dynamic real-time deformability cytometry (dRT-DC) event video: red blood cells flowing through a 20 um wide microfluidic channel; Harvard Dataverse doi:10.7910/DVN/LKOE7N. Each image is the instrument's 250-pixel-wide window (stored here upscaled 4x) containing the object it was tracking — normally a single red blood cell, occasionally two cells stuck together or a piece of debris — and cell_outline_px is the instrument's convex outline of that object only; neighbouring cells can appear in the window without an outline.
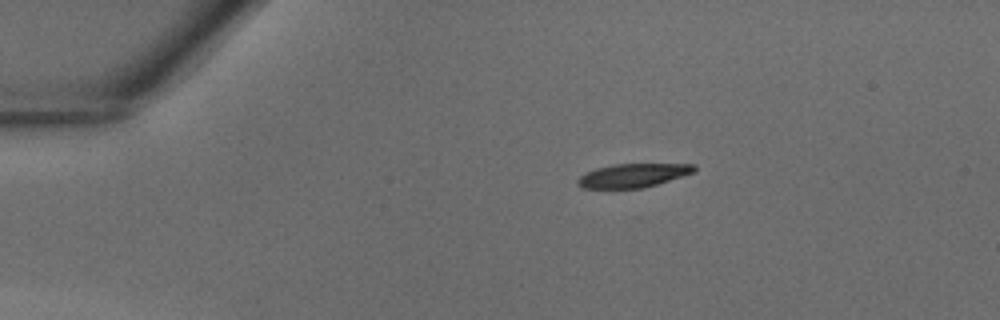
{"species": "common noctule bat (a hibernating species)", "species_latin": "Nyctalus noctula", "temperature_condition": "warm", "stored_images_in_passage": 34, "camera_frame_rate_fps": 3000, "um_per_image_px": 0.085, "animal": {"sex": "male", "body_mass_g": 18.8}, "frame": {"image": 1, "passage_image": 1, "time_ms": 0.0, "image_size_px": [1000, 320], "cell_outline_px": [[696, 172], [644, 188], [580, 188], [576, 184], [576, 180], [584, 172], [596, 168], [612, 164], [696, 164]], "centroid_in_image_um": [53.78, 14.91], "position_along_channel_um": 31.2, "area_um2": 16.3}}
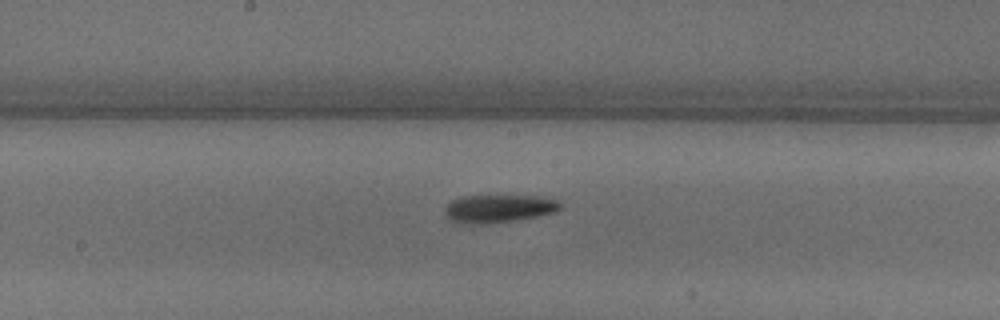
{"frame": {"image": 2, "passage_image": 15, "time_ms": 4.667, "image_size_px": [1000, 320], "cell_outline_px": [[560, 208], [556, 212], [536, 216], [484, 224], [464, 224], [452, 220], [444, 216], [444, 208], [452, 200], [464, 196], [540, 196], [556, 200], [560, 204]], "centroid_in_image_um": [42.33, 17.73], "position_along_channel_um": 205.9, "area_um2": 18.55}}
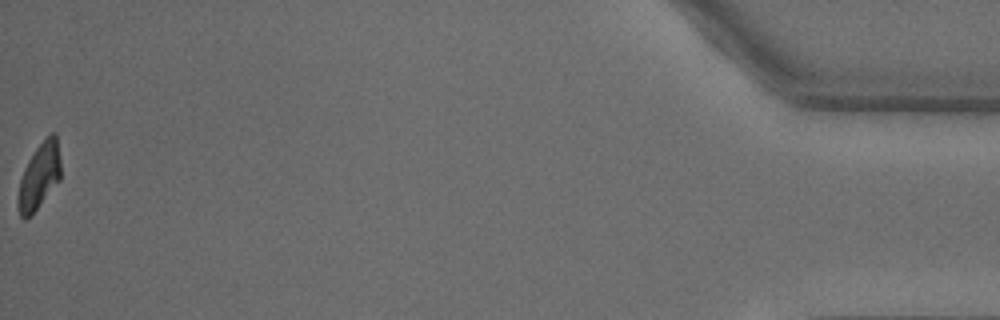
{"frame": {"image": 3, "passage_image": 34, "time_ms": 11.0, "image_size_px": [1000, 320], "cell_outline_px": [[60, 180], [36, 208], [24, 220], [20, 216], [16, 204], [20, 180], [24, 168], [28, 160], [36, 148], [52, 132], [56, 132], [60, 160]], "centroid_in_image_um": [3.32, 14.96], "position_along_channel_um": 431.9, "area_um2": 16.13}}